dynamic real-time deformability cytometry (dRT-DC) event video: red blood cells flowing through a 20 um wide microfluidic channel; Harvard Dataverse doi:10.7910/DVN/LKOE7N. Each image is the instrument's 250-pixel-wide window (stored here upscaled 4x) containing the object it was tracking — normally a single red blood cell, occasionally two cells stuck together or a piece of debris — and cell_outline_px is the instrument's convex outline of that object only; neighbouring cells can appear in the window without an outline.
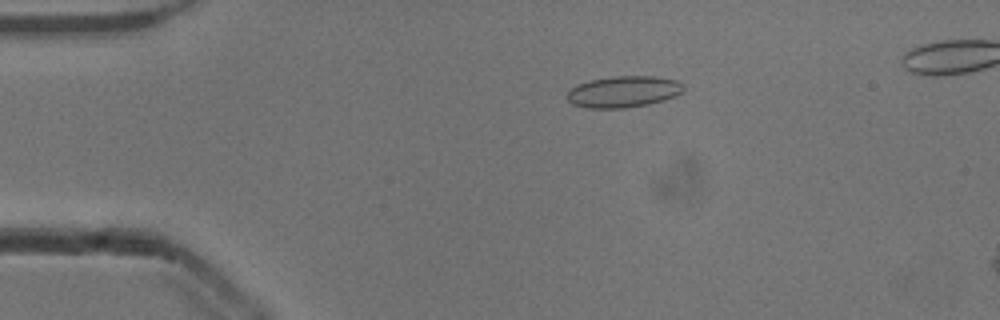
{"species": "common noctule bat (a hibernating species)", "species_latin": "Nyctalus noctula", "temperature_condition": "cold", "stored_images_in_passage": 52, "camera_frame_rate_fps": 3000, "um_per_image_px": 0.085, "animal": {"sex": "male", "body_mass_g": 13.3}, "frame": {"image": 1, "passage_image": 11, "time_ms": 3.333, "image_size_px": [1000, 320], "cell_outline_px": [[684, 88], [676, 96], [664, 100], [648, 104], [624, 108], [588, 108], [572, 104], [568, 100], [568, 92], [576, 84], [588, 80], [612, 76], [656, 76], [676, 80], [684, 84]], "centroid_in_image_um": [53.0, 7.78], "position_along_channel_um": 32.0, "area_um2": 21.39}}
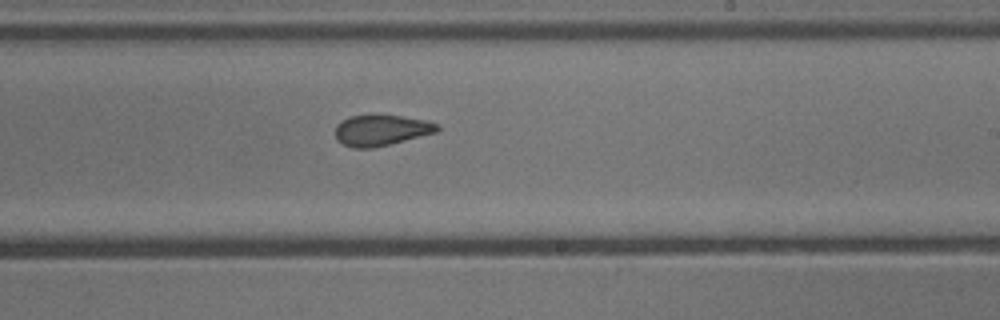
{"frame": {"image": 2, "passage_image": 32, "time_ms": 10.333, "image_size_px": [1000, 320], "cell_outline_px": [[440, 132], [372, 148], [352, 148], [336, 140], [336, 124], [348, 116], [372, 112], [376, 112], [428, 120], [436, 124], [440, 128]], "centroid_in_image_um": [32.4, 11.02], "position_along_channel_um": 256.6, "area_um2": 19.13}}
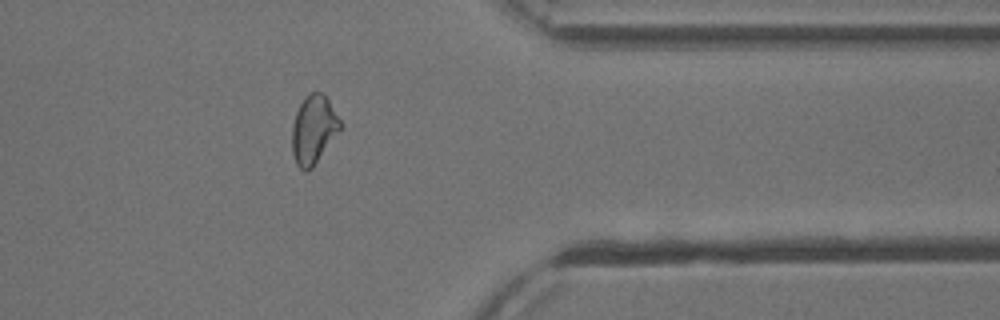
{"frame": {"image": 3, "passage_image": 43, "time_ms": 14.0, "image_size_px": [1000, 320], "cell_outline_px": [[344, 124], [340, 132], [312, 168], [300, 168], [296, 164], [292, 152], [292, 124], [296, 112], [304, 96], [308, 92], [320, 92], [328, 100]], "centroid_in_image_um": [26.68, 10.99], "position_along_channel_um": 384.7, "area_um2": 19.36}}